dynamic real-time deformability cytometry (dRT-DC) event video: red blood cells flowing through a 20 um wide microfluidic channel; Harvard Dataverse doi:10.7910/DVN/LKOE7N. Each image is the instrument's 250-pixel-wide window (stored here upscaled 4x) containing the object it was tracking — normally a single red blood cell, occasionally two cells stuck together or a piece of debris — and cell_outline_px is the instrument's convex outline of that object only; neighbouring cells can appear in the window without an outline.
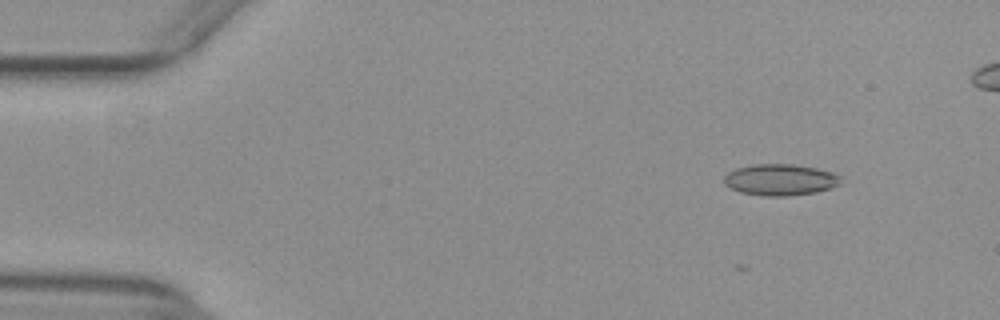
{"species": "common noctule bat (a hibernating species)", "species_latin": "Nyctalus noctula", "temperature_condition": "warm", "stored_images_in_passage": 5, "camera_frame_rate_fps": 3000, "um_per_image_px": 0.085, "animal": {"sex": "female", "body_mass_g": 29.2, "forearm_length_mm": 56.3}, "frame": {"image": 1, "passage_image": 5, "time_ms": 1.333, "image_size_px": [1000, 320], "cell_outline_px": [[840, 184], [832, 188], [816, 192], [788, 196], [764, 196], [740, 192], [724, 184], [724, 176], [728, 172], [736, 168], [752, 164], [792, 164], [816, 168], [832, 172], [840, 176]], "centroid_in_image_um": [66.32, 15.28], "position_along_channel_um": 18.7, "area_um2": 21.39}}